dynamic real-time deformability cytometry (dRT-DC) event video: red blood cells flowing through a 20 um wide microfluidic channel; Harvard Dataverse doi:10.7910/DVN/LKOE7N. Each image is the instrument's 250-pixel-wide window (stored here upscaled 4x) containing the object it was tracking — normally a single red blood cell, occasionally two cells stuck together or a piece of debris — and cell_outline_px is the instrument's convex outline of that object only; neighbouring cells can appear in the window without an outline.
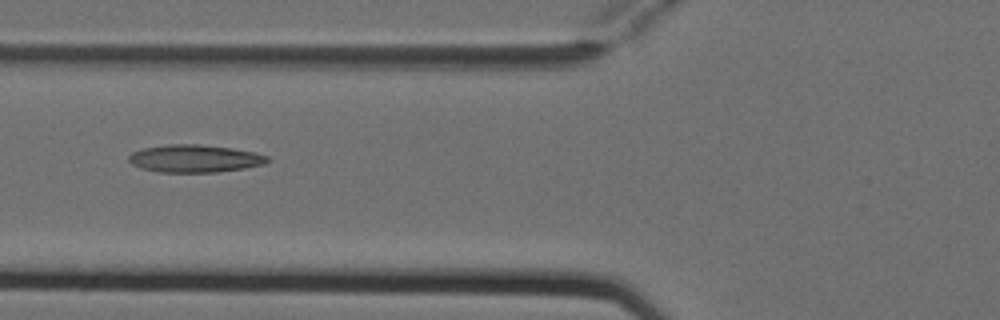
{"species": "Egyptian fruit bat (a non-hibernating species)", "species_latin": "Rousettus aegyptiacus", "temperature_condition": "cold", "stored_images_in_passage": 6, "camera_frame_rate_fps": 3000, "um_per_image_px": 0.085, "animal": {"sex": "female"}, "frame": {"image": 1, "passage_image": 6, "time_ms": 1.667, "image_size_px": [1000, 320], "cell_outline_px": [[268, 160], [264, 164], [244, 168], [220, 172], [160, 172], [140, 168], [132, 164], [128, 160], [128, 156], [132, 152], [144, 148], [168, 144], [200, 144], [232, 148], [256, 152], [268, 156]], "centroid_in_image_um": [16.55, 13.47], "position_along_channel_um": 109.3, "area_um2": 22.37}}